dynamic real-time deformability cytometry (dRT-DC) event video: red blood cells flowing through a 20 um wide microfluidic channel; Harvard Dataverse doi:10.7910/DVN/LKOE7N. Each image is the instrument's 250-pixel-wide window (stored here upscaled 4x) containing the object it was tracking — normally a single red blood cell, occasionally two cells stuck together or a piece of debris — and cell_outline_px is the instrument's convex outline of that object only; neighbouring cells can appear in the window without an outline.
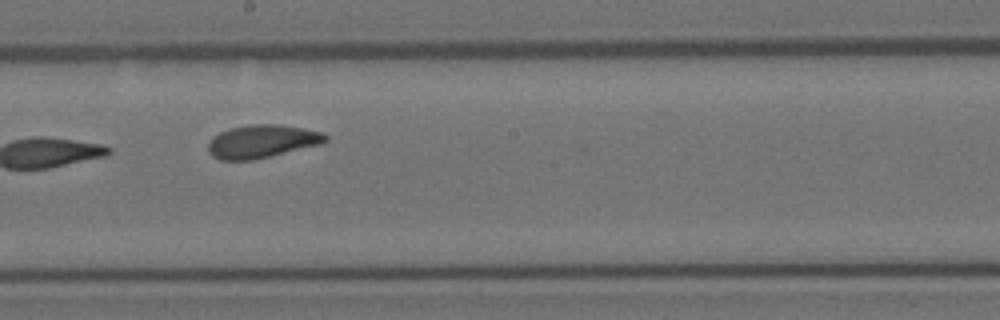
{"species": "Egyptian fruit bat (a non-hibernating species)", "species_latin": "Rousettus aegyptiacus", "temperature_condition": "room temperature", "stored_images_in_passage": 10, "camera_frame_rate_fps": 3000, "um_per_image_px": 0.085, "animal": {"sex": "female"}, "frame": {"image": 1, "passage_image": 9, "time_ms": 2.667, "image_size_px": [1000, 320], "cell_outline_px": [[328, 140], [324, 144], [252, 160], [220, 160], [212, 156], [208, 152], [208, 144], [212, 136], [220, 132], [232, 128], [252, 124], [280, 124], [320, 132], [328, 136]], "centroid_in_image_um": [22.27, 12.02], "position_along_channel_um": 225.9, "area_um2": 22.66}}